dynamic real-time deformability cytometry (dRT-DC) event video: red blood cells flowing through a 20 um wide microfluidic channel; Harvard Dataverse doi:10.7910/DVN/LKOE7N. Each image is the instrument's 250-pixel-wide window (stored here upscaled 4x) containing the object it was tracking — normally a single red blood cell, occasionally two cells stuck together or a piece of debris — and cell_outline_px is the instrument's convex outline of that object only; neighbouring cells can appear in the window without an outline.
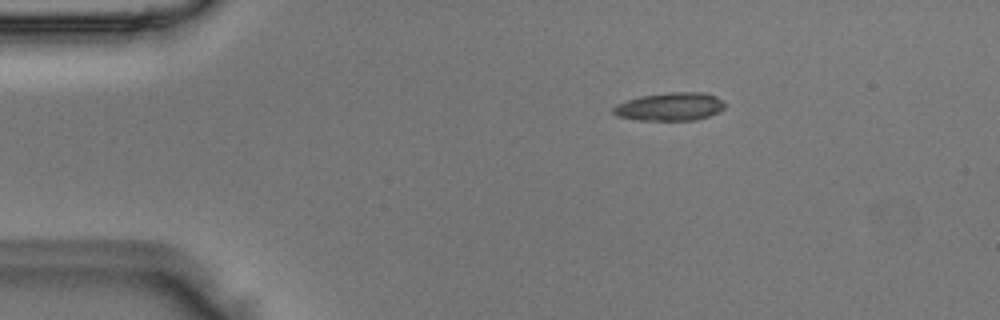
{"species": "Egyptian fruit bat (a non-hibernating species)", "species_latin": "Rousettus aegyptiacus", "temperature_condition": "room temperature", "stored_images_in_passage": 3, "camera_frame_rate_fps": 3000, "um_per_image_px": 0.085, "animal": {"sex": "male"}, "frame": {"image": 1, "passage_image": 1, "time_ms": 0.0, "image_size_px": [1000, 320], "cell_outline_px": [[724, 108], [708, 116], [696, 120], [640, 120], [616, 116], [612, 112], [612, 108], [616, 104], [640, 96], [668, 92], [704, 92], [716, 96], [724, 104]], "centroid_in_image_um": [56.91, 9.06], "position_along_channel_um": 28.1, "area_um2": 18.21}}
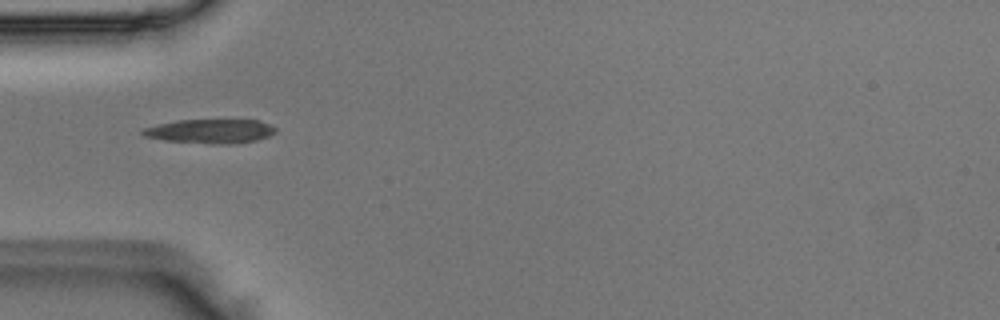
{"frame": {"image": 2, "passage_image": 3, "time_ms": 0.667, "image_size_px": [1000, 320], "cell_outline_px": [[276, 132], [268, 136], [256, 140], [236, 144], [208, 144], [164, 140], [144, 136], [140, 132], [144, 128], [176, 120], [260, 120], [276, 128]], "centroid_in_image_um": [17.9, 11.16], "position_along_channel_um": 67.1, "area_um2": 18.73}}